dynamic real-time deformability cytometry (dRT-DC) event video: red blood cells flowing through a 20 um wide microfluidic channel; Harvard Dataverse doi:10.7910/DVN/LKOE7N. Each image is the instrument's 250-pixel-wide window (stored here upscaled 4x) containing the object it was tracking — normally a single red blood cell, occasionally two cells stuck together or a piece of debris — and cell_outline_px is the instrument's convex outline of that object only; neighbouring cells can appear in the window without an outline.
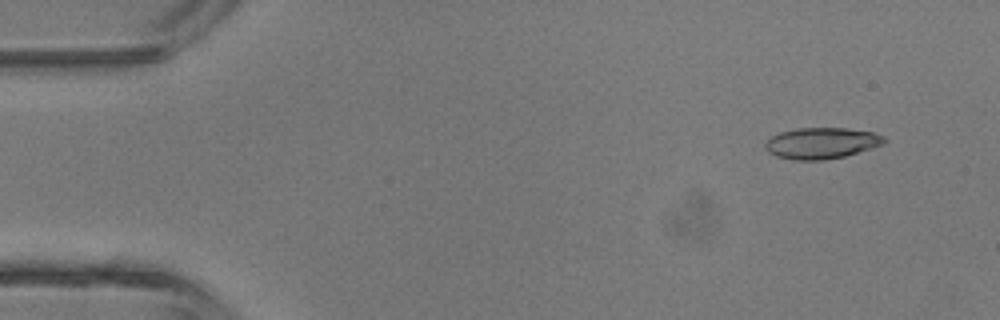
{"species": "common noctule bat (a hibernating species)", "species_latin": "Nyctalus noctula", "temperature_condition": "room temperature", "stored_images_in_passage": 4, "camera_frame_rate_fps": 3000, "um_per_image_px": 0.085, "animal": {"sex": "male", "body_mass_g": 13.3}, "frame": {"image": 1, "passage_image": 1, "time_ms": 0.0, "image_size_px": [1000, 320], "cell_outline_px": [[888, 140], [884, 144], [872, 148], [844, 156], [824, 160], [792, 160], [776, 156], [768, 152], [764, 148], [764, 144], [772, 136], [780, 132], [796, 128], [844, 128], [872, 132], [884, 136]], "centroid_in_image_um": [69.82, 12.17], "position_along_channel_um": 15.2, "area_um2": 21.68}}
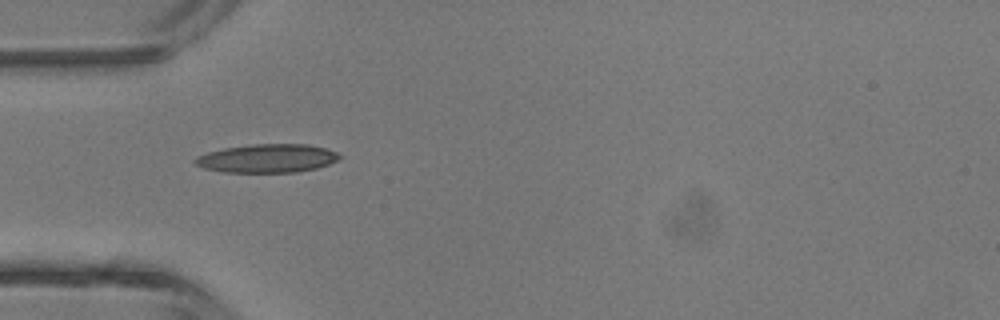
{"frame": {"image": 2, "passage_image": 4, "time_ms": 3.333, "image_size_px": [1000, 320], "cell_outline_px": [[344, 156], [328, 164], [316, 168], [296, 172], [224, 172], [204, 168], [196, 164], [192, 160], [196, 156], [208, 152], [224, 148], [252, 144], [308, 144], [324, 148], [336, 152]], "centroid_in_image_um": [22.7, 13.45], "position_along_channel_um": 62.3, "area_um2": 23.93}}